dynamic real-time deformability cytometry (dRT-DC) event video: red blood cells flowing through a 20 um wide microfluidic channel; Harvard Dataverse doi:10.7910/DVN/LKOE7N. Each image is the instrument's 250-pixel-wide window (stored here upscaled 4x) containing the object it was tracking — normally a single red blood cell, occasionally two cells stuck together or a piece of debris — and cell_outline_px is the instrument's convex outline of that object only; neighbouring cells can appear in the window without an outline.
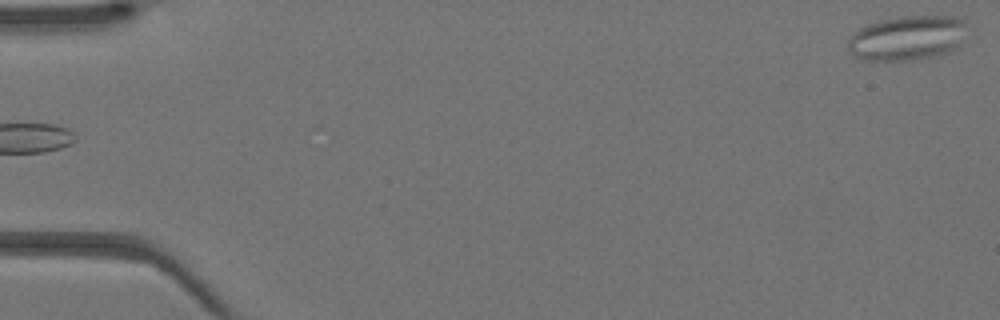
{"species": "Egyptian fruit bat (a non-hibernating species)", "species_latin": "Rousettus aegyptiacus", "temperature_condition": "warm", "stored_images_in_passage": 43, "camera_frame_rate_fps": 3000, "um_per_image_px": 0.085, "animal": {"sex": "female"}, "frame": {"image": 1, "passage_image": 1, "time_ms": 0.0, "image_size_px": [1000, 320], "cell_outline_px": [[964, 24], [960, 44], [952, 52], [940, 56], [912, 60], [860, 60], [848, 52], [848, 40], [860, 28], [876, 20], [900, 16], [956, 16], [964, 20]], "centroid_in_image_um": [77.09, 3.24], "position_along_channel_um": 7.9, "area_um2": 31.21}}
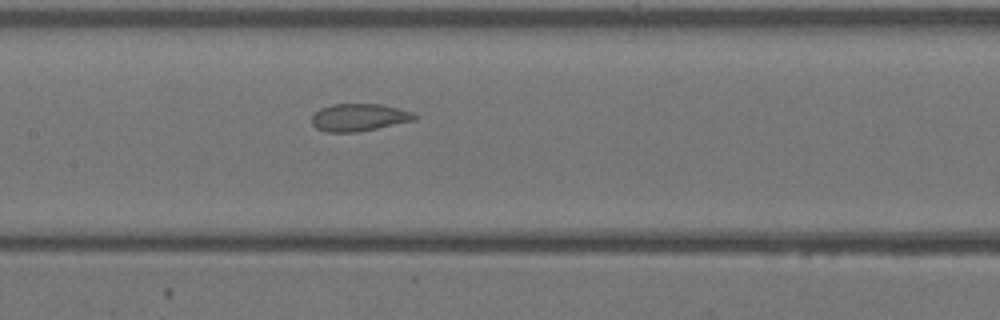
{"frame": {"image": 2, "passage_image": 21, "time_ms": 6.667, "image_size_px": [1000, 320], "cell_outline_px": [[420, 116], [416, 120], [356, 132], [324, 132], [316, 128], [312, 124], [312, 116], [320, 108], [332, 104], [380, 104], [412, 112]], "centroid_in_image_um": [30.51, 9.98], "position_along_channel_um": 176.9, "area_um2": 16.42}}
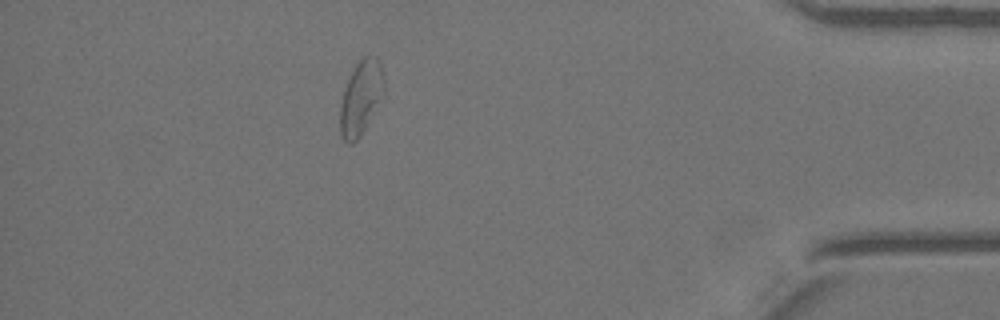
{"frame": {"image": 3, "passage_image": 38, "time_ms": 12.333, "image_size_px": [1000, 320], "cell_outline_px": [[384, 84], [368, 120], [360, 136], [352, 144], [348, 144], [340, 136], [340, 104], [344, 88], [356, 64], [364, 56], [376, 56], [380, 60], [384, 80]], "centroid_in_image_um": [30.62, 8.28], "position_along_channel_um": 404.6, "area_um2": 18.15}}